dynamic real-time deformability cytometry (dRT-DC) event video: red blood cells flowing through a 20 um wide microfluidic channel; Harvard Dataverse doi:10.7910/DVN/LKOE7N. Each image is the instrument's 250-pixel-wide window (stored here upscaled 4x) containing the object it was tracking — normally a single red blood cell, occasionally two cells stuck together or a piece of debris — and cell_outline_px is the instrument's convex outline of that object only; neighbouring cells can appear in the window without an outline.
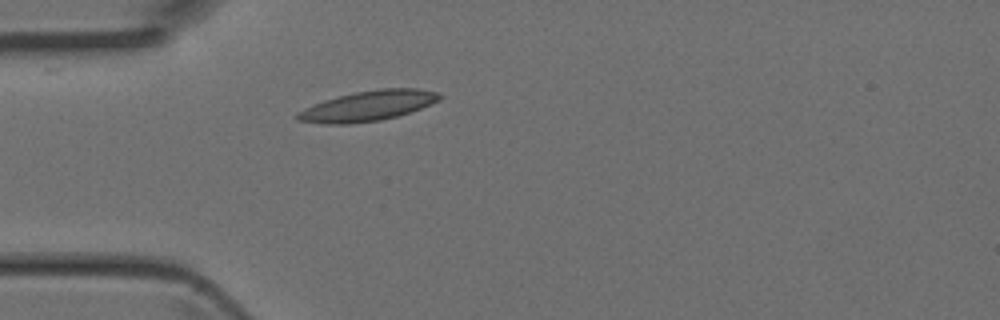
{"species": "Egyptian fruit bat (a non-hibernating species)", "species_latin": "Rousettus aegyptiacus", "temperature_condition": "room temperature", "stored_images_in_passage": 3, "camera_frame_rate_fps": 3000, "um_per_image_px": 0.085, "animal": {"sex": "female"}, "frame": {"image": 1, "passage_image": 3, "time_ms": 0.667, "image_size_px": [1000, 320], "cell_outline_px": [[440, 100], [420, 108], [396, 116], [380, 120], [348, 124], [324, 124], [296, 120], [296, 112], [304, 108], [324, 100], [356, 92], [380, 88], [420, 88], [436, 92], [440, 96]], "centroid_in_image_um": [31.24, 9.0], "position_along_channel_um": 53.8, "area_um2": 24.74}}